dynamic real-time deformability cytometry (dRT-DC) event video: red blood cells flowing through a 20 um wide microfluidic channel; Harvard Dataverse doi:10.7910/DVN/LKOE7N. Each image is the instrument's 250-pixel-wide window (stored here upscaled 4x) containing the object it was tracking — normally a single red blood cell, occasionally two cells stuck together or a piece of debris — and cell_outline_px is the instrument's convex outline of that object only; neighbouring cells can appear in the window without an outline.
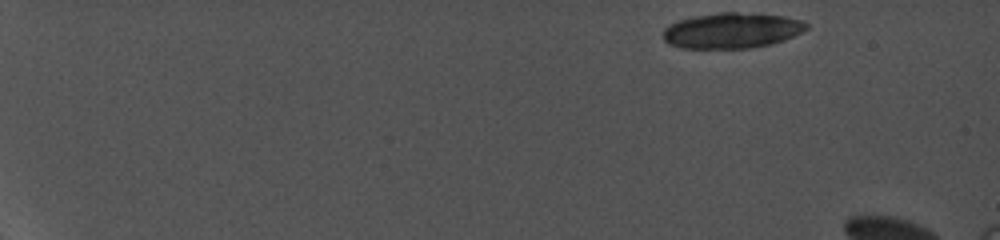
{"species": "common noctule bat (a hibernating species)", "species_latin": "Nyctalus noctula", "temperature_condition": "cold", "stored_images_in_passage": 5, "camera_frame_rate_fps": 5000, "um_per_image_px": 0.085, "animal": {"sex": "female", "body_mass_g": 19.0, "forearm_length_mm": 56.7}, "frame": {"image": 1, "passage_image": 1, "time_ms": 0.0, "image_size_px": [1000, 240], "cell_outline_px": [[808, 28], [784, 40], [772, 44], [748, 48], [680, 48], [668, 44], [664, 40], [664, 28], [668, 24], [680, 20], [696, 16], [720, 12], [736, 12], [784, 16], [804, 20], [808, 24]], "centroid_in_image_um": [62.2, 2.59], "position_along_channel_um": 22.8, "area_um2": 29.65}}